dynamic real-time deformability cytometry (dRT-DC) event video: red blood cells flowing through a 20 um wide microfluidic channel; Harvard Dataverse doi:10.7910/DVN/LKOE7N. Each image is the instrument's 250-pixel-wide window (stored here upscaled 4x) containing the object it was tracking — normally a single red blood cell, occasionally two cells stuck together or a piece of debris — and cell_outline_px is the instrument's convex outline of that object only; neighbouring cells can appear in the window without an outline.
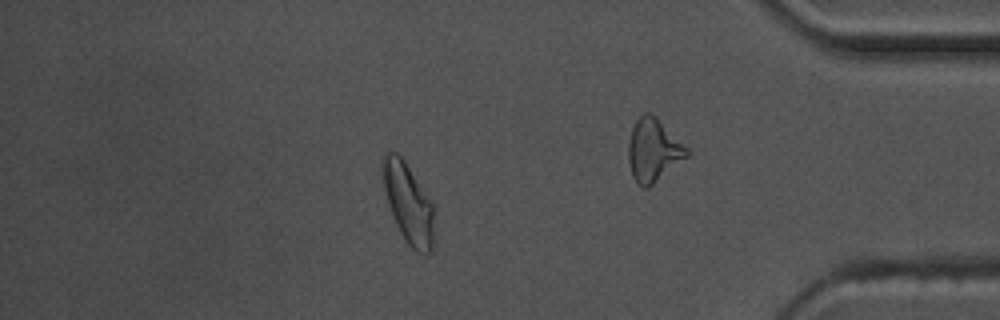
{"species": "common noctule bat (a hibernating species)", "species_latin": "Nyctalus noctula", "temperature_condition": "warm", "stored_images_in_passage": 58, "camera_frame_rate_fps": 3000, "um_per_image_px": 0.085, "animal": {"sex": "male", "body_mass_g": 17.5, "forearm_length_mm": 52.3}, "frame": {"image": 1, "passage_image": 50, "time_ms": 16.333, "image_size_px": [1000, 320], "cell_outline_px": [[432, 252], [416, 252], [404, 240], [396, 224], [388, 204], [384, 188], [380, 164], [384, 152], [396, 152], [404, 160], [432, 204]], "centroid_in_image_um": [34.64, 17.23], "position_along_channel_um": 400.6, "area_um2": 23.41}, "authors_computed_cell_mechanics": {"area_um2": 21.0681, "velocity_mm_per_s": 3.6146, "shape_relaxation_time_tau1_ms": 4.7923, "shape_relaxation_time_tau2_ms": 2.9466, "deformation_change_tau1": 0.1448, "deformation_change_tau2": 0.0776}}